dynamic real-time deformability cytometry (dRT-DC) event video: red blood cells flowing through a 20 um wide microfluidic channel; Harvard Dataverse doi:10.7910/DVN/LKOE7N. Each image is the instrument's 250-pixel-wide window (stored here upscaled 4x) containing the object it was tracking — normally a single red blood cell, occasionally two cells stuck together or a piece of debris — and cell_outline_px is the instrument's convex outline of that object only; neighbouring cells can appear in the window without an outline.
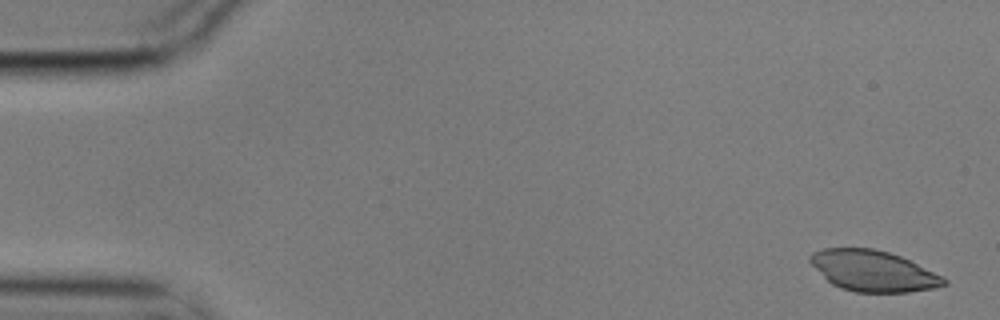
{"species": "common noctule bat (a hibernating species)", "species_latin": "Nyctalus noctula", "temperature_condition": "cold", "stored_images_in_passage": 6, "camera_frame_rate_fps": 3000, "um_per_image_px": 0.085, "animal": {"sex": "male", "body_mass_g": 17.9}, "frame": {"image": 1, "passage_image": 1, "time_ms": 0.0, "image_size_px": [1000, 320], "cell_outline_px": [[948, 284], [936, 288], [908, 292], [856, 292], [840, 288], [832, 284], [808, 260], [808, 256], [812, 252], [824, 248], [872, 248], [888, 252], [900, 256], [944, 276], [948, 280]], "centroid_in_image_um": [74.25, 23.03], "position_along_channel_um": 10.8, "area_um2": 31.85}}